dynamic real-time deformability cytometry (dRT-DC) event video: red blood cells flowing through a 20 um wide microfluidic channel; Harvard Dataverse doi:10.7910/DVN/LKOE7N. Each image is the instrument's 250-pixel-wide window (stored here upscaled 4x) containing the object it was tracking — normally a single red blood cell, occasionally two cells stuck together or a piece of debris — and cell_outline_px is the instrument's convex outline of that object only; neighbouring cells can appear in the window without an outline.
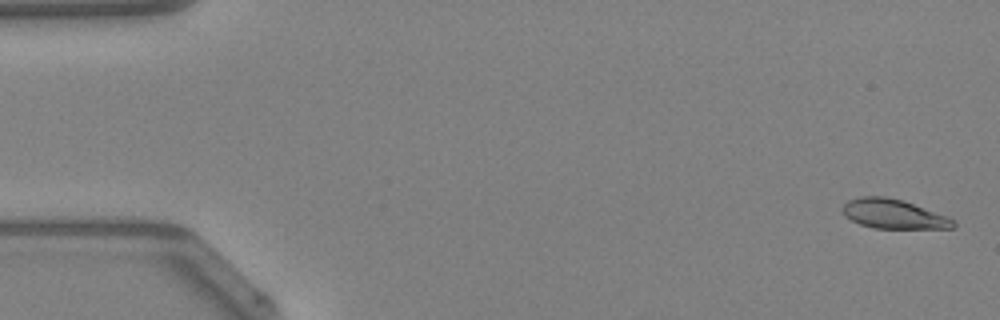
{"species": "Egyptian fruit bat (a non-hibernating species)", "species_latin": "Rousettus aegyptiacus", "temperature_condition": "warm", "stored_images_in_passage": 15, "camera_frame_rate_fps": 3000, "um_per_image_px": 0.085, "animal": {"sex": "female"}, "frame": {"image": 1, "passage_image": 2, "time_ms": 0.333, "image_size_px": [1000, 320], "cell_outline_px": [[956, 224], [952, 228], [872, 228], [860, 224], [844, 216], [840, 208], [848, 200], [860, 196], [884, 196], [904, 200], [948, 216], [956, 220]], "centroid_in_image_um": [75.94, 18.18], "position_along_channel_um": 9.1, "area_um2": 19.19}}
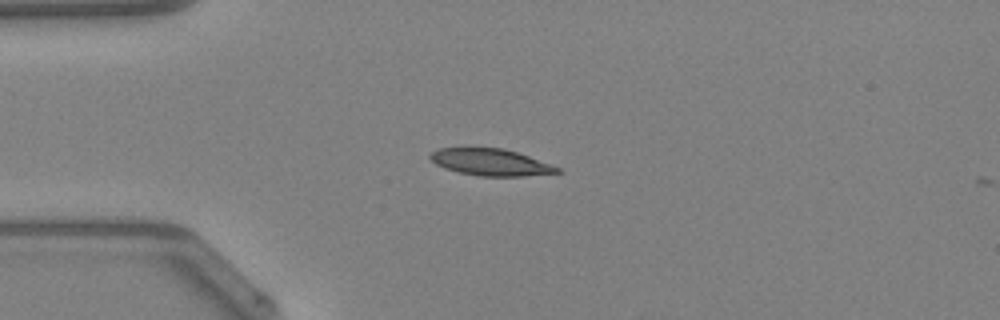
{"frame": {"image": 2, "passage_image": 13, "time_ms": 4.0, "image_size_px": [1000, 320], "cell_outline_px": [[564, 172], [524, 176], [480, 176], [460, 172], [444, 168], [436, 164], [428, 156], [432, 152], [440, 148], [468, 144], [504, 148], [552, 164], [560, 168]], "centroid_in_image_um": [41.66, 13.73], "position_along_channel_um": 43.3, "area_um2": 20.63}}